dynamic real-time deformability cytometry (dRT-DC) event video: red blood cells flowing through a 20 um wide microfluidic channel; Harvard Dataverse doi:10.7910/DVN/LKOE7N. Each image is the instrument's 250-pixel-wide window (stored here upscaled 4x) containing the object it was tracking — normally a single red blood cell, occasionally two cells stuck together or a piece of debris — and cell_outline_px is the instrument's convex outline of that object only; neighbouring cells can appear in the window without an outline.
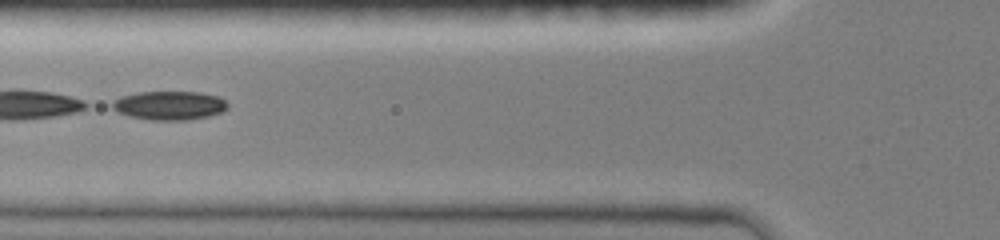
{"species": "common noctule bat (a hibernating species)", "species_latin": "Nyctalus noctula", "temperature_condition": "room temperature", "stored_images_in_passage": 33, "camera_frame_rate_fps": 3000, "um_per_image_px": 0.085, "animal": {"sex": "female", "body_mass_g": 19.0, "forearm_length_mm": 51.5}, "frame": {"image": 1, "passage_image": 6, "time_ms": 1.667, "image_size_px": [1000, 240], "cell_outline_px": [[228, 108], [220, 112], [208, 116], [188, 120], [152, 120], [132, 116], [116, 112], [112, 108], [112, 100], [120, 96], [140, 92], [200, 92], [220, 96], [228, 104]], "centroid_in_image_um": [14.4, 8.95], "position_along_channel_um": 111.4, "area_um2": 19.42}}
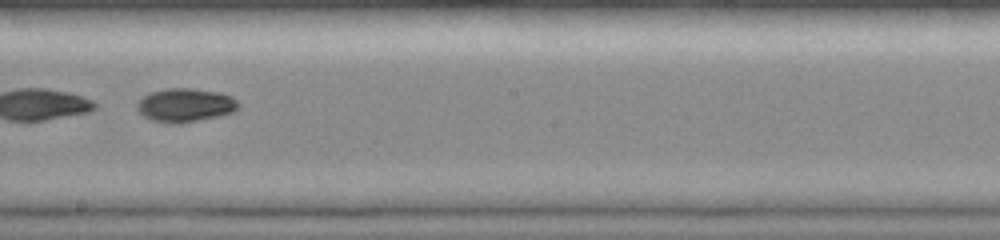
{"frame": {"image": 2, "passage_image": 15, "time_ms": 4.667, "image_size_px": [1000, 240], "cell_outline_px": [[240, 104], [232, 112], [216, 116], [180, 124], [172, 124], [152, 120], [144, 116], [136, 108], [136, 104], [148, 92], [164, 88], [192, 88], [220, 92], [232, 96]], "centroid_in_image_um": [15.72, 8.92], "position_along_channel_um": 232.5, "area_um2": 19.88}}
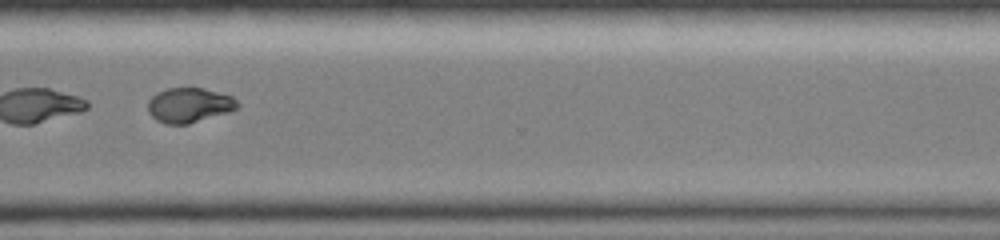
{"frame": {"image": 3, "passage_image": 24, "time_ms": 7.667, "image_size_px": [1000, 240], "cell_outline_px": [[240, 104], [236, 108], [228, 112], [188, 124], [164, 124], [156, 120], [148, 112], [148, 100], [156, 92], [168, 88], [204, 88], [232, 96]], "centroid_in_image_um": [16.06, 8.93], "position_along_channel_um": 354.5, "area_um2": 18.15}, "authors_computed_cell_mechanics": {"area_um2": 19.4208, "velocity_mm_per_s": 4.0543, "shape_relaxation_time_tau1_ms": 4.7783, "shape_relaxation_time_tau2_ms": null, "deformation_change_tau1": 0.2268, "deformation_change_tau2": null}}